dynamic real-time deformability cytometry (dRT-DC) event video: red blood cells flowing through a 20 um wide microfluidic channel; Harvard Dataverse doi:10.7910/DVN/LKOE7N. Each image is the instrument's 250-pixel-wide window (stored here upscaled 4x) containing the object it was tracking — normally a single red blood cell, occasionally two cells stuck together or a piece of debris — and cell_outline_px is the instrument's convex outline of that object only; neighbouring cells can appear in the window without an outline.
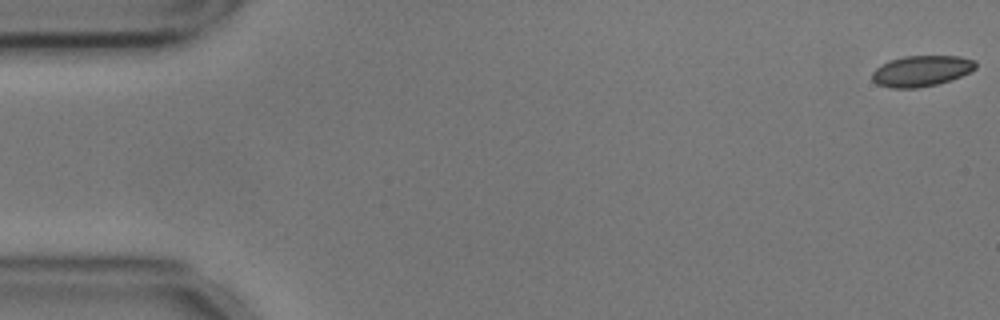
{"species": "common noctule bat (a hibernating species)", "species_latin": "Nyctalus noctula", "temperature_condition": "cold", "stored_images_in_passage": 56, "camera_frame_rate_fps": 3000, "um_per_image_px": 0.085, "animal": {"sex": "male", "body_mass_g": 17.9, "forearm_length_mm": 54.2}, "frame": {"image": 1, "passage_image": 1, "time_ms": 0.0, "image_size_px": [1000, 320], "cell_outline_px": [[976, 68], [952, 80], [936, 84], [916, 88], [892, 88], [876, 84], [872, 80], [872, 72], [880, 64], [888, 60], [904, 56], [960, 56], [976, 60]], "centroid_in_image_um": [78.29, 6.02], "position_along_channel_um": 6.7, "area_um2": 18.73}}
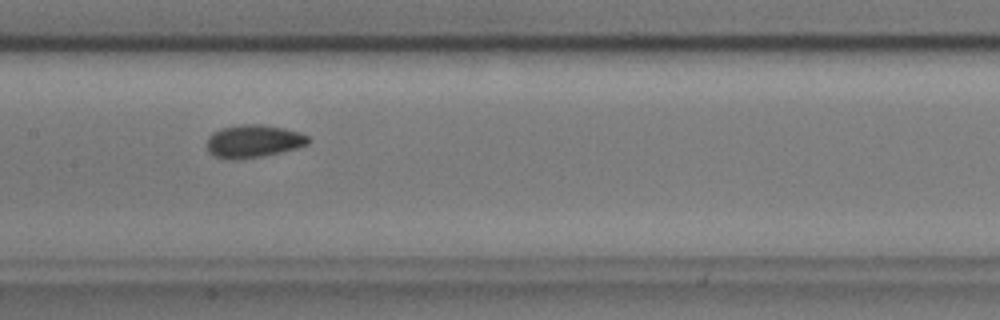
{"frame": {"image": 2, "passage_image": 27, "time_ms": 8.667, "image_size_px": [1000, 320], "cell_outline_px": [[312, 140], [308, 144], [296, 148], [264, 156], [236, 160], [232, 160], [212, 156], [208, 152], [208, 136], [212, 132], [220, 128], [244, 124], [260, 124], [284, 128], [300, 132], [308, 136]], "centroid_in_image_um": [21.54, 12.01], "position_along_channel_um": 185.9, "area_um2": 19.59}}
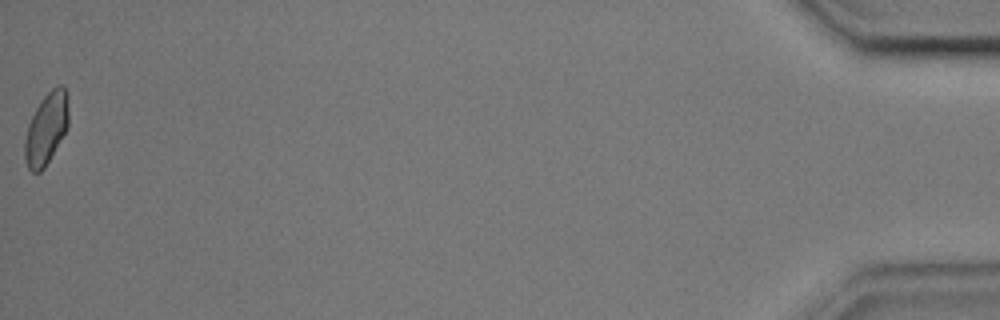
{"frame": {"image": 3, "passage_image": 56, "time_ms": 18.333, "image_size_px": [1000, 320], "cell_outline_px": [[68, 128], [44, 168], [40, 172], [32, 172], [28, 168], [24, 160], [24, 140], [28, 124], [40, 100], [56, 84], [60, 84], [68, 92]], "centroid_in_image_um": [3.94, 10.92], "position_along_channel_um": 431.3, "area_um2": 18.5}, "authors_computed_cell_mechanics": {"area_um2": 18.6983, "velocity_mm_per_s": 3.5705, "shape_relaxation_time_tau1_ms": null, "shape_relaxation_time_tau2_ms": 1.7248, "deformation_change_tau1": null, "deformation_change_tau2": 0.0521}}